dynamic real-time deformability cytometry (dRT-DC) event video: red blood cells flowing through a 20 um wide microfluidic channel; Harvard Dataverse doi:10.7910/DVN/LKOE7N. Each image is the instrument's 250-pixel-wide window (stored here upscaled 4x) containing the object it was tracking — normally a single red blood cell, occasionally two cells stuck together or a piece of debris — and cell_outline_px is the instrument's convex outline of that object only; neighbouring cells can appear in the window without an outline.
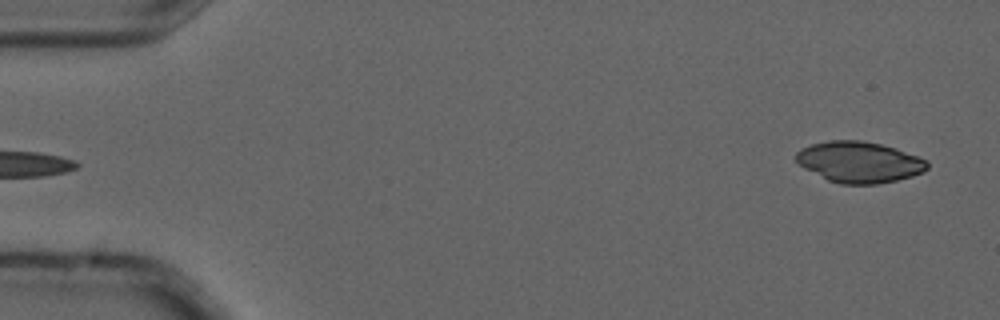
{"species": "common noctule bat (a hibernating species)", "species_latin": "Nyctalus noctula", "temperature_condition": "cold", "stored_images_in_passage": 6, "segment_of_instrument_passage": [2, 2], "camera_frame_rate_fps": 3000, "um_per_image_px": 0.085, "animal": {"sex": "male", "forearm_length_mm": 52.5}, "frame": {"image": 1, "passage_image": 6, "time_ms": 1.667, "image_size_px": [1000, 320], "cell_outline_px": [[928, 168], [924, 172], [912, 176], [896, 180], [876, 184], [840, 184], [828, 180], [804, 168], [796, 160], [796, 152], [800, 148], [812, 144], [828, 140], [860, 140], [880, 144], [896, 148], [928, 160]], "centroid_in_image_um": [73.04, 13.77], "position_along_channel_um": 12.0, "area_um2": 31.39}}